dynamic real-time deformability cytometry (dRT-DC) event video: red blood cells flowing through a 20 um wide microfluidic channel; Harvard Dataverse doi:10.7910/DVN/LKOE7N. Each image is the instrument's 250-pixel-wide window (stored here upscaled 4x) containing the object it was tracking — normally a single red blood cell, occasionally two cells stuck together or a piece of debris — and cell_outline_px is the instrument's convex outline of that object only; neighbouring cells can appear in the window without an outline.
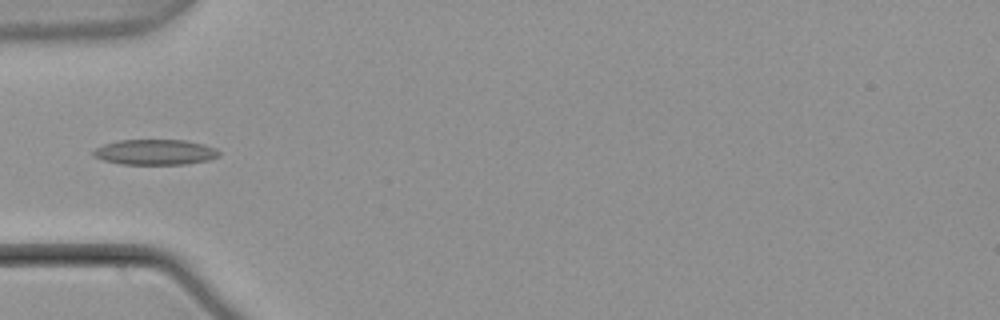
{"species": "common noctule bat (a hibernating species)", "species_latin": "Nyctalus noctula", "temperature_condition": "warm", "stored_images_in_passage": 5, "camera_frame_rate_fps": 3000, "um_per_image_px": 0.085, "animal": {"sex": "male", "body_mass_g": 21.5, "forearm_length_mm": 52.0}, "frame": {"image": 1, "passage_image": 5, "time_ms": 1.333, "image_size_px": [1000, 320], "cell_outline_px": [[220, 156], [208, 160], [184, 164], [120, 164], [104, 160], [92, 156], [92, 152], [96, 148], [104, 144], [116, 140], [184, 140], [204, 144], [216, 148], [220, 152]], "centroid_in_image_um": [13.18, 12.93], "position_along_channel_um": 71.8, "area_um2": 18.67}}